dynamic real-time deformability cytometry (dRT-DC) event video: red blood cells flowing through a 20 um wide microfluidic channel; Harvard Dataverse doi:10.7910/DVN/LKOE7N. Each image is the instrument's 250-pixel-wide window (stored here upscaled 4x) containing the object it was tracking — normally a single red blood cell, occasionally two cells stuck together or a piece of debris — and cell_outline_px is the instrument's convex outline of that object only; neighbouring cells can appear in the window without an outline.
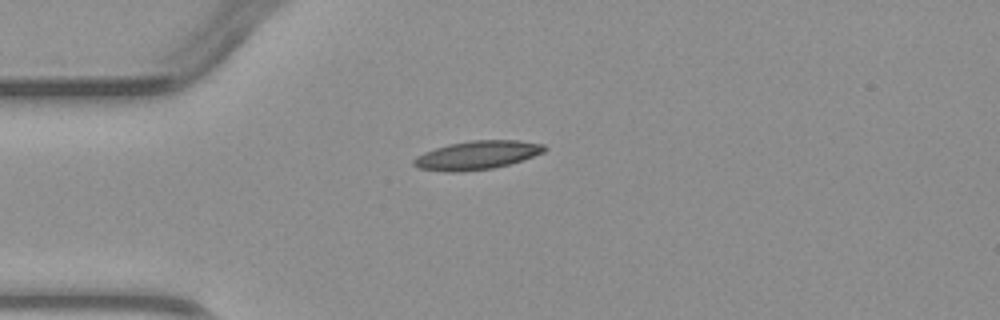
{"species": "common noctule bat (a hibernating species)", "species_latin": "Nyctalus noctula", "temperature_condition": "warm", "stored_images_in_passage": 5, "camera_frame_rate_fps": 3000, "um_per_image_px": 0.085, "animal": {"sex": "male", "body_mass_g": 23.1, "forearm_length_mm": 52.7}, "frame": {"image": 1, "passage_image": 5, "time_ms": 4.667, "image_size_px": [1000, 320], "cell_outline_px": [[548, 148], [544, 152], [508, 164], [492, 168], [460, 172], [444, 172], [420, 168], [412, 164], [412, 160], [416, 156], [424, 152], [448, 144], [472, 140], [520, 140], [544, 144]], "centroid_in_image_um": [40.53, 13.18], "position_along_channel_um": 44.5, "area_um2": 21.73}}